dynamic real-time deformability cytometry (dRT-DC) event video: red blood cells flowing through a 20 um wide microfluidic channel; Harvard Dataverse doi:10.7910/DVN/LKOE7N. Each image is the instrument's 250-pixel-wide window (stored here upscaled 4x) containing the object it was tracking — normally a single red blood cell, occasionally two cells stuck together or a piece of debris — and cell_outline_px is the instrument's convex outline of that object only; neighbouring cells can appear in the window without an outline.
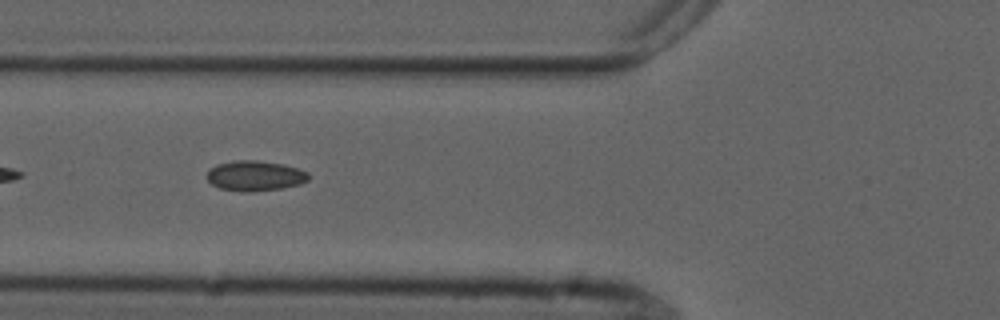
{"species": "common noctule bat (a hibernating species)", "species_latin": "Nyctalus noctula", "temperature_condition": "cold", "stored_images_in_passage": 21, "camera_frame_rate_fps": 3000, "um_per_image_px": 0.085, "animal": {"sex": "male", "forearm_length_mm": 52.5}, "frame": {"image": 1, "passage_image": 6, "time_ms": 1.667, "image_size_px": [1000, 320], "cell_outline_px": [[308, 180], [300, 184], [280, 188], [252, 192], [244, 192], [220, 188], [212, 184], [204, 176], [216, 164], [236, 160], [256, 160], [284, 164], [308, 172]], "centroid_in_image_um": [21.65, 14.94], "position_along_channel_um": 104.1, "area_um2": 17.86}}
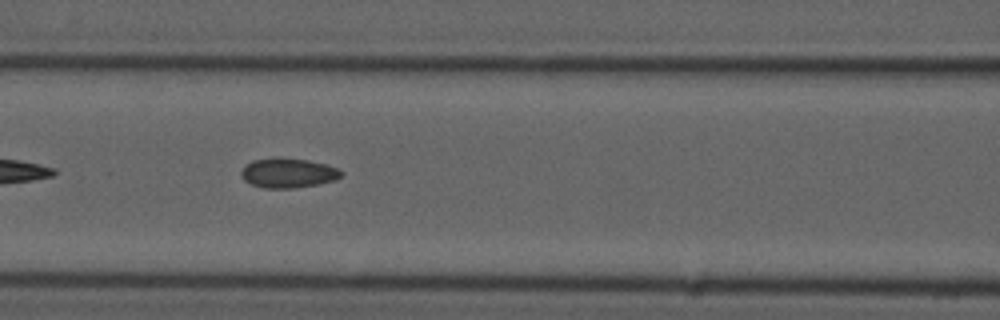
{"frame": {"image": 2, "passage_image": 9, "time_ms": 2.667, "image_size_px": [1000, 320], "cell_outline_px": [[344, 172], [336, 180], [316, 184], [292, 188], [264, 188], [252, 184], [244, 180], [240, 172], [244, 164], [252, 160], [308, 160], [324, 164], [336, 168]], "centroid_in_image_um": [24.47, 14.74], "position_along_channel_um": 142.1, "area_um2": 16.59}}
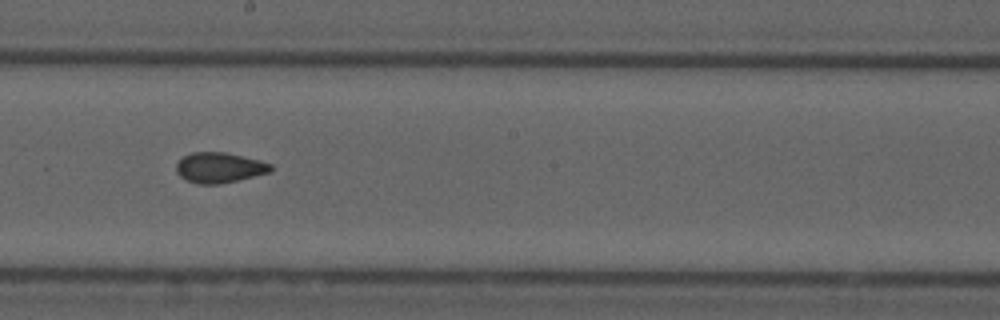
{"frame": {"image": 3, "passage_image": 16, "time_ms": 5.0, "image_size_px": [1000, 320], "cell_outline_px": [[272, 172], [220, 184], [196, 184], [180, 176], [176, 172], [176, 164], [184, 156], [192, 152], [224, 152], [260, 160], [272, 164]], "centroid_in_image_um": [18.66, 14.25], "position_along_channel_um": 229.5, "area_um2": 16.7}}